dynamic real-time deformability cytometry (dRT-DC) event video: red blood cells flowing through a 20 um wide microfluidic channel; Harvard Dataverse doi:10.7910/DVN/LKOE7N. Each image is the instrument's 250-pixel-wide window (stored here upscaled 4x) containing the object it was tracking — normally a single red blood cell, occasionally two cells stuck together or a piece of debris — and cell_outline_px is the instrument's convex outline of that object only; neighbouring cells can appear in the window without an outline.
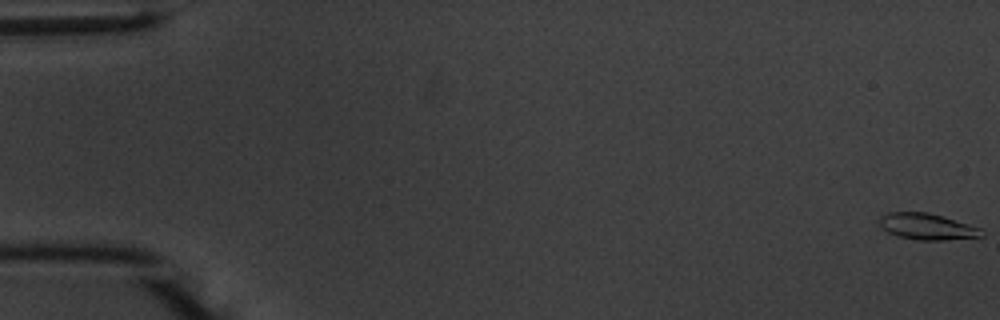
{"species": "common noctule bat (a hibernating species)", "species_latin": "Nyctalus noctula", "temperature_condition": "warm", "stored_images_in_passage": 11, "camera_frame_rate_fps": 3000, "um_per_image_px": 0.085, "animal": {"sex": "male", "body_mass_g": 20.1, "forearm_length_mm": 53.5}, "frame": {"image": 1, "passage_image": 1, "time_ms": 0.0, "image_size_px": [1000, 320], "cell_outline_px": [[984, 236], [944, 240], [916, 240], [896, 236], [880, 228], [880, 216], [888, 212], [928, 212], [968, 224], [980, 228]], "centroid_in_image_um": [78.75, 19.26], "position_along_channel_um": 6.2, "area_um2": 15.61}}